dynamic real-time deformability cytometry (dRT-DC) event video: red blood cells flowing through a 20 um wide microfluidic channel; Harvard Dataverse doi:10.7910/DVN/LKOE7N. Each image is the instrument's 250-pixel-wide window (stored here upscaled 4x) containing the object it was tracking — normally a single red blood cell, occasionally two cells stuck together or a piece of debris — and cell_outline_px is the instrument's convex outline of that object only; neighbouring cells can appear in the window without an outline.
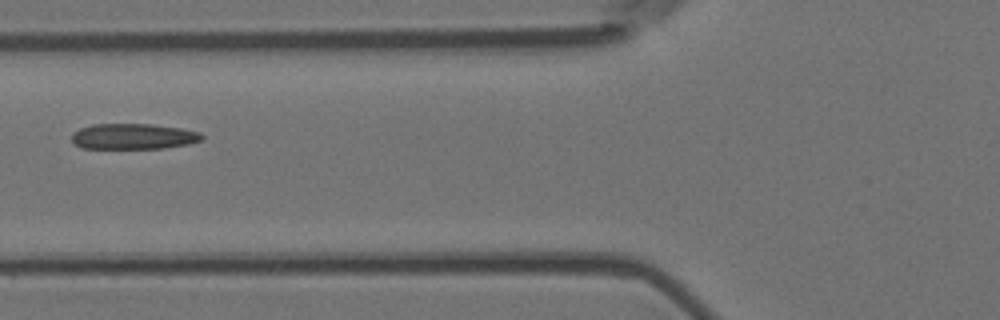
{"species": "Egyptian fruit bat (a non-hibernating species)", "species_latin": "Rousettus aegyptiacus", "temperature_condition": "room temperature", "stored_images_in_passage": 6, "camera_frame_rate_fps": 3000, "um_per_image_px": 0.085, "animal": {"sex": "female"}, "frame": {"image": 1, "passage_image": 6, "time_ms": 1.667, "image_size_px": [1000, 320], "cell_outline_px": [[204, 140], [188, 144], [164, 148], [80, 148], [72, 144], [72, 132], [80, 128], [92, 124], [152, 124], [180, 128], [200, 132], [204, 136]], "centroid_in_image_um": [11.32, 11.59], "position_along_channel_um": 114.5, "area_um2": 19.65}}